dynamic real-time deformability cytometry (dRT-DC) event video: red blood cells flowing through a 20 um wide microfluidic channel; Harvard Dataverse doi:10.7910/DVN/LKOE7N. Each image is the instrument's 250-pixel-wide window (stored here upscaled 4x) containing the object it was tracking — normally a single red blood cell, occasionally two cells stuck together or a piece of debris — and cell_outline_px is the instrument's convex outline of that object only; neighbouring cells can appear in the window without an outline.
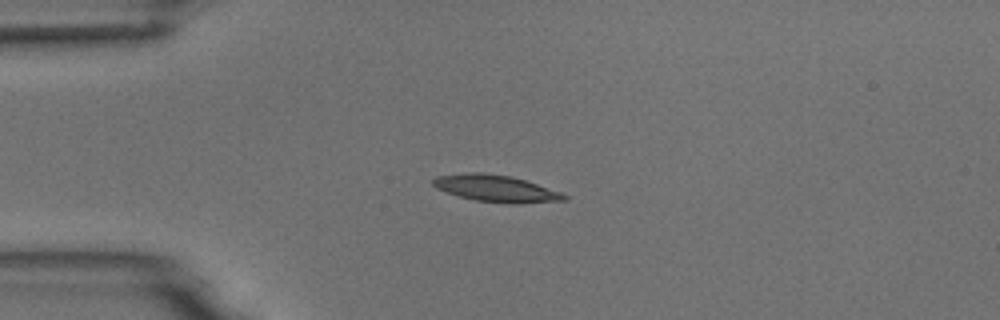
{"species": "common noctule bat (a hibernating species)", "species_latin": "Nyctalus noctula", "temperature_condition": "room temperature", "stored_images_in_passage": 11, "camera_frame_rate_fps": 3000, "um_per_image_px": 0.085, "animal": {"sex": "male", "body_mass_g": 18.8}, "frame": {"image": 1, "passage_image": 4, "time_ms": 4.333, "image_size_px": [1000, 320], "cell_outline_px": [[568, 200], [520, 204], [512, 204], [476, 200], [460, 196], [436, 188], [432, 184], [432, 180], [436, 176], [468, 172], [484, 172], [512, 176], [560, 192], [568, 196]], "centroid_in_image_um": [42.17, 16.02], "position_along_channel_um": 42.8, "area_um2": 20.46}}
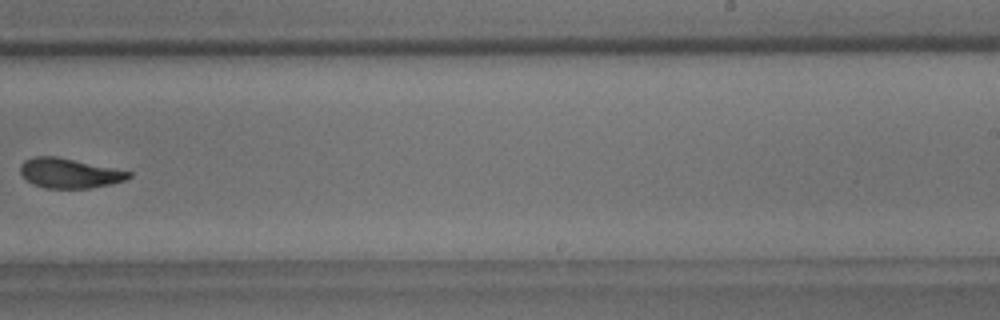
{"frame": {"image": 2, "passage_image": 10, "time_ms": 11.333, "image_size_px": [1000, 320], "cell_outline_px": [[132, 176], [124, 180], [108, 184], [88, 188], [44, 188], [32, 184], [20, 172], [20, 164], [24, 160], [32, 156], [56, 156], [132, 172]], "centroid_in_image_um": [5.85, 14.71], "position_along_channel_um": 283.2, "area_um2": 18.61}}
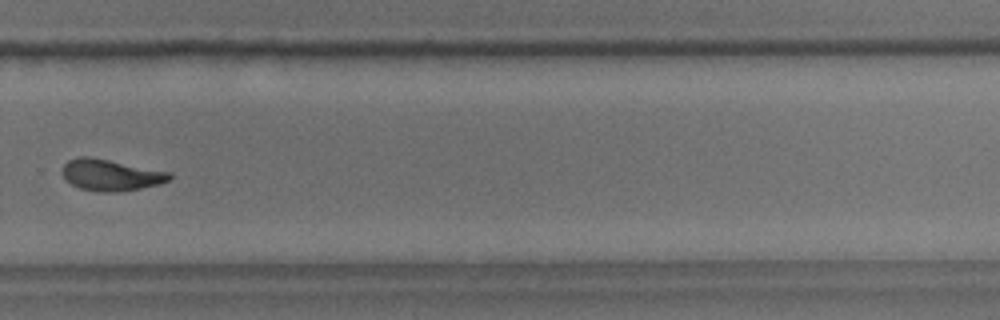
{"frame": {"image": 3, "passage_image": 11, "time_ms": 12.333, "image_size_px": [1000, 320], "cell_outline_px": [[172, 176], [168, 180], [160, 184], [120, 192], [96, 192], [80, 188], [72, 184], [60, 172], [60, 168], [68, 160], [80, 156], [88, 156], [172, 172]], "centroid_in_image_um": [9.4, 14.87], "position_along_channel_um": 320.4, "area_um2": 19.71}}